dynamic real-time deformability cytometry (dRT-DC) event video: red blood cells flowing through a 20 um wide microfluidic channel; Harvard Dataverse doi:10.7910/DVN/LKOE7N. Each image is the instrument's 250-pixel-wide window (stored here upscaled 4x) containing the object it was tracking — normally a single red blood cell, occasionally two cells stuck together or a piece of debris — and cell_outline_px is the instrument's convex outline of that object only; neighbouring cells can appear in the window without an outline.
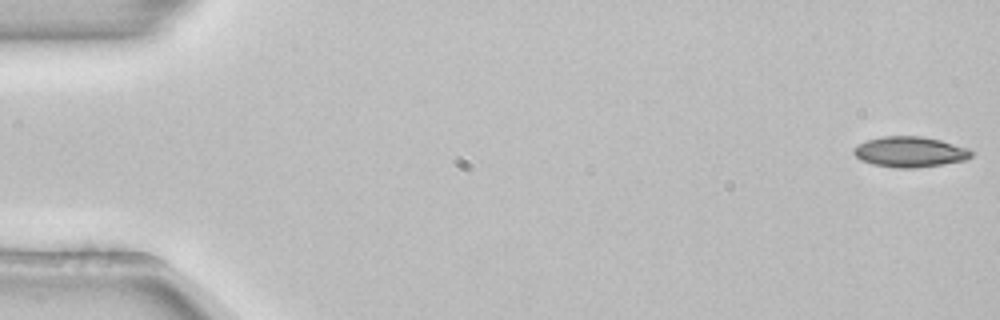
{"species": "common noctule bat (a hibernating species)", "species_latin": "Nyctalus noctula", "temperature_condition": "room temperature", "stored_images_in_passage": 5, "camera_frame_rate_fps": 3000, "um_per_image_px": 0.085, "animal": {"sex": "female", "body_mass_g": 22.7, "forearm_length_mm": 54.2}, "frame": {"image": 1, "passage_image": 1, "time_ms": 0.0, "image_size_px": [1000, 320], "cell_outline_px": [[972, 156], [968, 160], [944, 164], [916, 168], [896, 168], [872, 164], [860, 160], [852, 152], [852, 148], [868, 140], [884, 136], [920, 136], [940, 140], [968, 148], [972, 152]], "centroid_in_image_um": [77.35, 12.92], "position_along_channel_um": 7.6, "area_um2": 20.98}}